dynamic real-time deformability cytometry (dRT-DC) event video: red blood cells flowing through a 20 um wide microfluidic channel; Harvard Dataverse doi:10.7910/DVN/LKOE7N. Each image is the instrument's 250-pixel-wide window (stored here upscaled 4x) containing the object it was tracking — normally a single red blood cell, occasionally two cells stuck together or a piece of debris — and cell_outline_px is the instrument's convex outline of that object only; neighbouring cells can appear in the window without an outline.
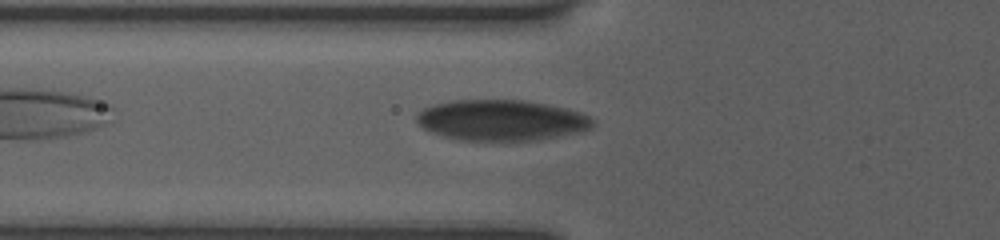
{"species": "human", "species_latin": "Homo sapiens", "temperature_condition": "room temperature", "stored_images_in_passage": 6, "camera_frame_rate_fps": 3000, "um_per_image_px": 0.085, "donor": {"sex": "female"}, "frame": {"image": 1, "passage_image": 2, "time_ms": 0.667, "image_size_px": [1000, 240], "cell_outline_px": [[592, 128], [580, 132], [540, 140], [504, 144], [456, 140], [432, 132], [424, 128], [416, 120], [416, 116], [424, 108], [436, 104], [456, 100], [524, 100], [564, 108], [580, 112], [588, 116], [592, 120]], "centroid_in_image_um": [42.62, 10.28], "position_along_channel_um": 83.2, "area_um2": 42.71}}
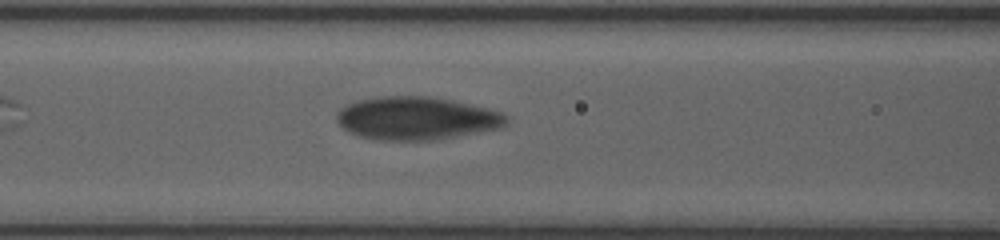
{"frame": {"image": 2, "passage_image": 4, "time_ms": 2.0, "image_size_px": [1000, 240], "cell_outline_px": [[508, 124], [504, 128], [432, 140], [376, 140], [360, 136], [348, 132], [336, 120], [336, 116], [340, 108], [348, 104], [360, 100], [380, 96], [428, 96], [452, 100], [488, 108], [500, 112], [508, 116]], "centroid_in_image_um": [35.43, 10.06], "position_along_channel_um": 131.2, "area_um2": 42.66}}
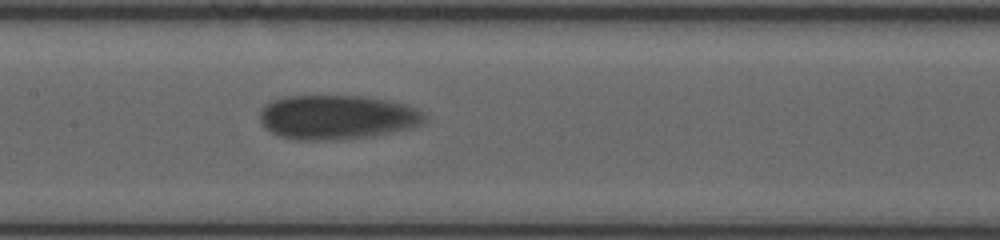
{"frame": {"image": 3, "passage_image": 6, "time_ms": 3.333, "image_size_px": [1000, 240], "cell_outline_px": [[424, 124], [412, 128], [392, 132], [368, 136], [336, 140], [296, 140], [280, 136], [264, 128], [260, 124], [260, 108], [264, 104], [272, 100], [284, 96], [368, 96], [404, 104], [416, 108], [424, 116]], "centroid_in_image_um": [28.59, 9.96], "position_along_channel_um": 178.8, "area_um2": 42.77}}